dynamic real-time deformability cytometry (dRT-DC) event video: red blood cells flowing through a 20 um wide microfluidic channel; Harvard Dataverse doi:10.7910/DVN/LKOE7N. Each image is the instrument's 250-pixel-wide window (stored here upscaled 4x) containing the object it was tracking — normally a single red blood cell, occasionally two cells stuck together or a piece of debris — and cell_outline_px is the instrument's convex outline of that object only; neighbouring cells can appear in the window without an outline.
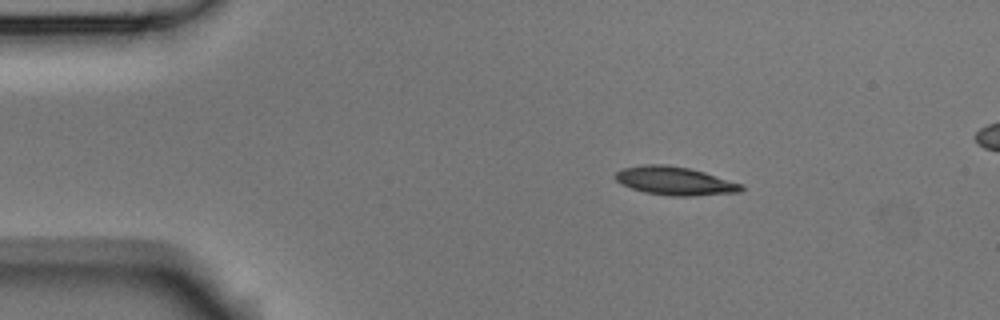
{"species": "Egyptian fruit bat (a non-hibernating species)", "species_latin": "Rousettus aegyptiacus", "temperature_condition": "room temperature", "stored_images_in_passage": 5, "segment_of_instrument_passage": [1, 2], "camera_frame_rate_fps": 3000, "um_per_image_px": 0.085, "animal": {"sex": "male"}, "frame": {"image": 1, "passage_image": 2, "time_ms": 0.333, "image_size_px": [1000, 320], "cell_outline_px": [[744, 188], [740, 192], [692, 196], [668, 196], [644, 192], [620, 184], [616, 180], [616, 172], [624, 168], [644, 164], [668, 164], [688, 168], [704, 172], [744, 184]], "centroid_in_image_um": [57.38, 15.38], "position_along_channel_um": 27.6, "area_um2": 20.92}}